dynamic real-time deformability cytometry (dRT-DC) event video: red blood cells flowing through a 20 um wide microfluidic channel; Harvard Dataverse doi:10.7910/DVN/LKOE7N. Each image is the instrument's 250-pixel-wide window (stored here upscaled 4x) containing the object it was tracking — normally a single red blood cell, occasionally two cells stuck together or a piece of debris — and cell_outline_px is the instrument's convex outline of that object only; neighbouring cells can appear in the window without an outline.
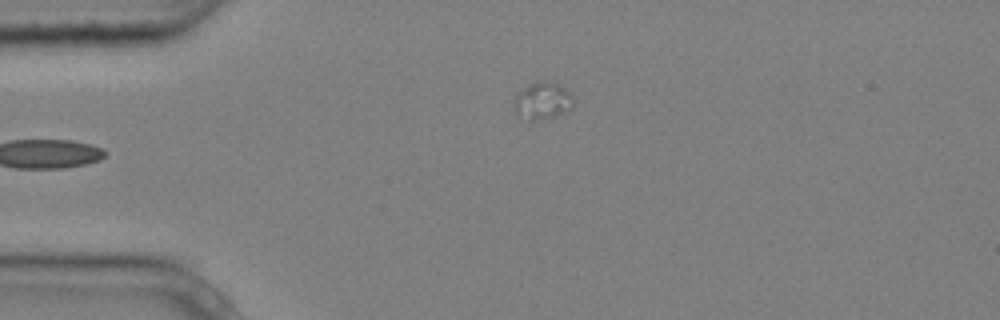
{"species": "common noctule bat (a hibernating species)", "species_latin": "Nyctalus noctula", "temperature_condition": "cold", "stored_images_in_passage": 3, "segment_of_instrument_passage": [2, 2], "camera_frame_rate_fps": 3000, "um_per_image_px": 0.085, "animal": {"sex": "male", "body_mass_g": 20.4}, "frame": {"image": 1, "passage_image": 3, "time_ms": 0.667, "image_size_px": [1000, 320], "cell_outline_px": [[572, 108], [552, 116], [540, 120], [532, 120], [516, 112], [512, 104], [516, 92], [540, 80], [556, 84], [564, 88], [572, 96]], "centroid_in_image_um": [46.07, 8.55], "position_along_channel_um": 38.9, "area_um2": 12.37}}